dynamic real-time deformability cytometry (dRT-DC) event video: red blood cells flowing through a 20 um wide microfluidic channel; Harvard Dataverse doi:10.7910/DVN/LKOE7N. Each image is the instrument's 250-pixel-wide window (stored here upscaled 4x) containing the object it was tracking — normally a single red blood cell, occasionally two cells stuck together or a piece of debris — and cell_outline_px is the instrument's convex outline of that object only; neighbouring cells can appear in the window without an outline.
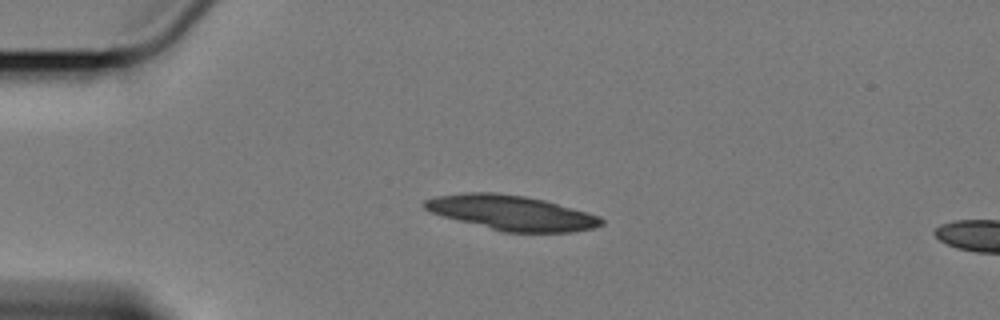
{"species": "Egyptian fruit bat (a non-hibernating species)", "species_latin": "Rousettus aegyptiacus", "temperature_condition": "cold", "stored_images_in_passage": 45, "camera_frame_rate_fps": 3000, "um_per_image_px": 0.085, "animal": {"sex": "female"}, "frame": {"image": 1, "passage_image": 1, "time_ms": 0.0, "image_size_px": [1000, 320], "cell_outline_px": [[604, 224], [592, 228], [572, 232], [504, 232], [444, 216], [432, 212], [424, 208], [424, 200], [436, 196], [468, 192], [496, 192], [524, 196], [544, 200], [600, 216], [604, 220]], "centroid_in_image_um": [43.5, 18.08], "position_along_channel_um": 41.5, "area_um2": 35.43}}